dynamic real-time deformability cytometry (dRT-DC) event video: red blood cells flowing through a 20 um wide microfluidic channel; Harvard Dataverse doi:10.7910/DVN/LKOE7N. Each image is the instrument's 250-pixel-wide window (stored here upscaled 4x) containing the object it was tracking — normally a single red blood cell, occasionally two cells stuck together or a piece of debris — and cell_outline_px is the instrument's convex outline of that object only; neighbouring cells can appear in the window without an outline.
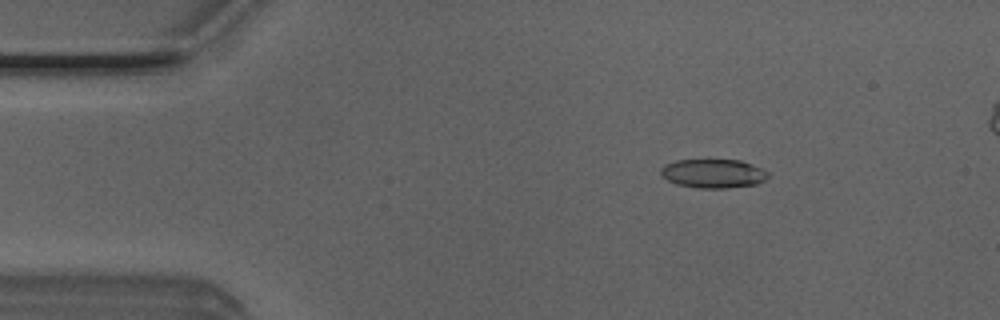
{"species": "Egyptian fruit bat (a non-hibernating species)", "species_latin": "Rousettus aegyptiacus", "temperature_condition": "room temperature", "stored_images_in_passage": 47, "camera_frame_rate_fps": 3000, "um_per_image_px": 0.085, "animal": {"sex": "male"}, "frame": {"image": 1, "passage_image": 5, "time_ms": 1.333, "image_size_px": [1000, 320], "cell_outline_px": [[768, 176], [764, 180], [756, 184], [724, 188], [700, 188], [676, 184], [660, 176], [660, 168], [664, 164], [676, 160], [740, 160], [752, 164], [768, 172]], "centroid_in_image_um": [60.58, 14.74], "position_along_channel_um": 24.4, "area_um2": 18.03}}
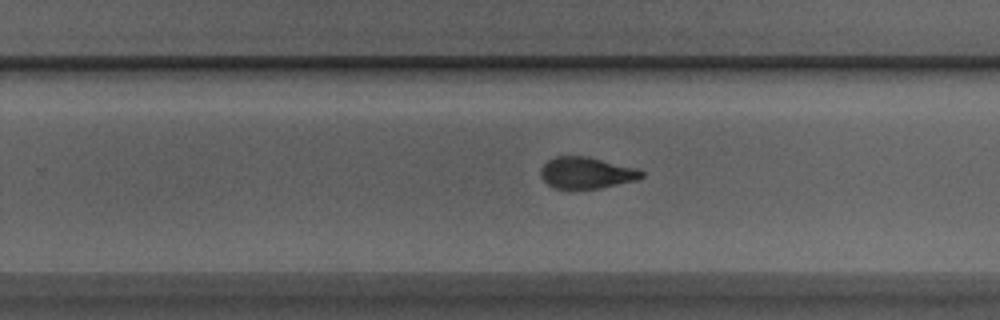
{"frame": {"image": 2, "passage_image": 29, "time_ms": 9.333, "image_size_px": [1000, 320], "cell_outline_px": [[644, 176], [636, 180], [600, 188], [568, 192], [552, 188], [540, 176], [540, 168], [548, 160], [556, 156], [588, 156], [636, 168], [644, 172]], "centroid_in_image_um": [49.79, 14.73], "position_along_channel_um": 280.0, "area_um2": 19.13}}
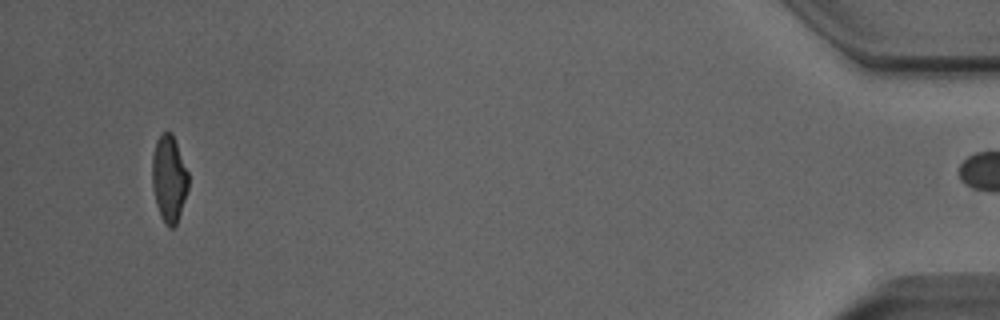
{"frame": {"image": 3, "passage_image": 46, "time_ms": 15.0, "image_size_px": [1000, 320], "cell_outline_px": [[188, 188], [176, 224], [172, 228], [168, 228], [164, 224], [160, 216], [156, 204], [152, 188], [152, 156], [156, 140], [160, 132], [172, 132], [188, 172]], "centroid_in_image_um": [14.34, 15.17], "position_along_channel_um": 420.9, "area_um2": 18.38}, "authors_computed_cell_mechanics": {"area_um2": 19.0162, "velocity_mm_per_s": 3.9985, "shape_relaxation_time_tau1_ms": 6.7559, "shape_relaxation_time_tau2_ms": 1.2229, "deformation_change_tau1": 0.2386, "deformation_change_tau2": 0.0802}}